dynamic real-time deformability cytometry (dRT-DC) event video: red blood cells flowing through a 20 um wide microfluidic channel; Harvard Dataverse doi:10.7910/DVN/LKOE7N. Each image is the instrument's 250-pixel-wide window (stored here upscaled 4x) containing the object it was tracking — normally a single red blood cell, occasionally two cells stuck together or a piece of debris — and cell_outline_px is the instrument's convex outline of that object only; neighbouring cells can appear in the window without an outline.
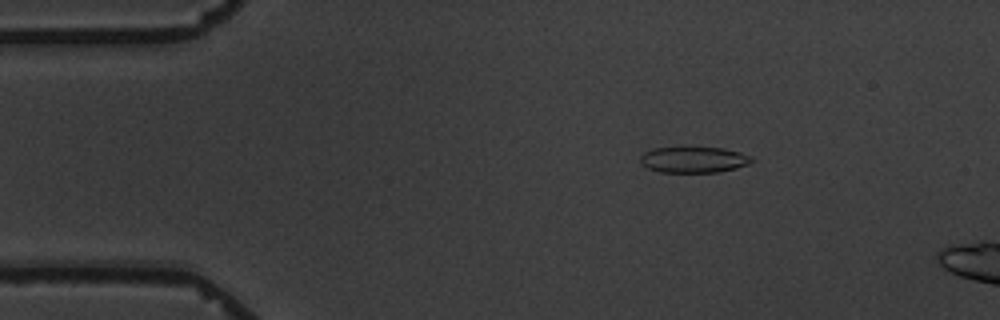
{"species": "common noctule bat (a hibernating species)", "species_latin": "Nyctalus noctula", "temperature_condition": "warm", "stored_images_in_passage": 5, "camera_frame_rate_fps": 3000, "um_per_image_px": 0.085, "animal": {"sex": "male", "body_mass_g": 19.5, "forearm_length_mm": 54.6}, "frame": {"image": 1, "passage_image": 3, "time_ms": 2.333, "image_size_px": [1000, 320], "cell_outline_px": [[756, 160], [748, 164], [736, 168], [720, 172], [660, 172], [648, 168], [640, 164], [640, 156], [644, 152], [652, 148], [684, 144], [688, 144], [724, 148], [740, 152], [752, 156]], "centroid_in_image_um": [58.95, 13.51], "position_along_channel_um": 26.1, "area_um2": 18.03}}